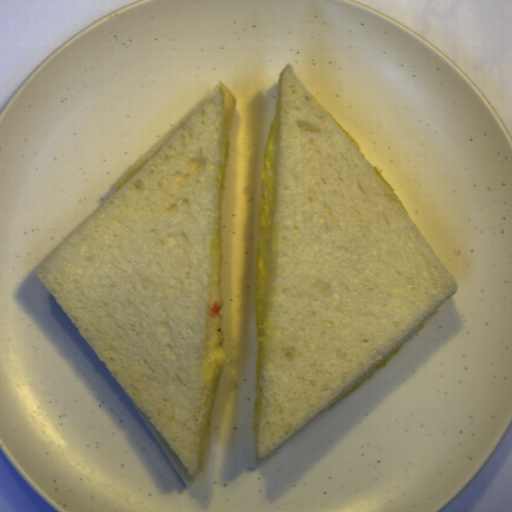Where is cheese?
Wrapping results in <instances>:
<instances>
[{
  "label": "cheese",
  "mask_w": 512,
  "mask_h": 512,
  "mask_svg": "<svg viewBox=\"0 0 512 512\" xmlns=\"http://www.w3.org/2000/svg\"><path fill=\"white\" fill-rule=\"evenodd\" d=\"M280 118L278 107L265 147L257 233L256 268V352L252 426L258 431V410L262 387L263 319L275 206Z\"/></svg>",
  "instance_id": "obj_1"
},
{
  "label": "cheese",
  "mask_w": 512,
  "mask_h": 512,
  "mask_svg": "<svg viewBox=\"0 0 512 512\" xmlns=\"http://www.w3.org/2000/svg\"><path fill=\"white\" fill-rule=\"evenodd\" d=\"M401 347H402V344L391 355H389L382 363H380L373 371H371L365 378H363L356 386H354L347 394H345L343 397H347L348 395H350L357 388H359L361 385H363L365 382H367L372 375L381 371L395 357V355L401 350Z\"/></svg>",
  "instance_id": "obj_3"
},
{
  "label": "cheese",
  "mask_w": 512,
  "mask_h": 512,
  "mask_svg": "<svg viewBox=\"0 0 512 512\" xmlns=\"http://www.w3.org/2000/svg\"><path fill=\"white\" fill-rule=\"evenodd\" d=\"M328 115L332 118V120L336 123V125L340 128V130L343 132V134L347 137V139L351 142V144L355 147V149L359 152V154L364 158V160L368 163V165L373 169V171L378 175V177L382 180V182L387 186V188L390 190V192L393 194L397 202L400 204L404 212L409 217V212L404 206V204L401 202L395 191L392 189L388 181L385 179V177L371 164V162L368 160L366 155L364 154L362 148L358 145V143L353 139V137L345 130V128L334 118V116L329 112L326 111Z\"/></svg>",
  "instance_id": "obj_2"
}]
</instances>
